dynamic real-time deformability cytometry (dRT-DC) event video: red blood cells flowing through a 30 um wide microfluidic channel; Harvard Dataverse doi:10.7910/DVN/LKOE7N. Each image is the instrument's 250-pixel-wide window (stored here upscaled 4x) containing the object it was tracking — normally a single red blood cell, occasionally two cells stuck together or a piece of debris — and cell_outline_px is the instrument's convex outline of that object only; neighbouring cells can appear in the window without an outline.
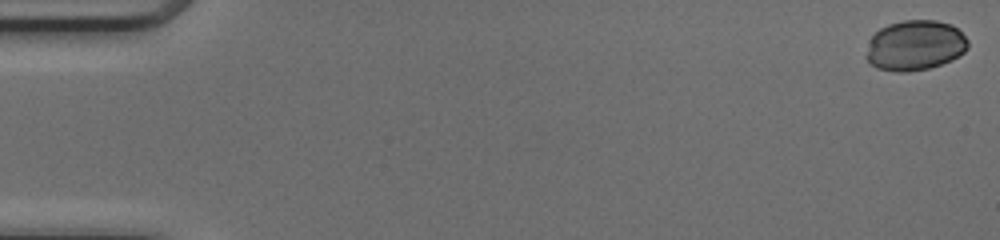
{"species": "common noctule bat (a hibernating species)", "species_latin": "Nyctalus noctula", "temperature_condition": "cold", "stored_images_in_passage": 50, "camera_frame_rate_fps": 3000, "um_per_image_px": 0.085, "animal": {"sex": "female", "body_mass_g": 17.0, "forearm_length_mm": 48.0}, "frame": {"image": 1, "passage_image": 1, "time_ms": 0.0, "image_size_px": [1000, 240], "cell_outline_px": [[968, 48], [964, 52], [952, 60], [928, 68], [908, 72], [896, 72], [876, 68], [868, 60], [868, 52], [872, 36], [880, 28], [888, 24], [904, 20], [936, 20], [952, 24], [968, 40]], "centroid_in_image_um": [77.81, 3.85], "position_along_channel_um": 7.2, "area_um2": 29.54}}
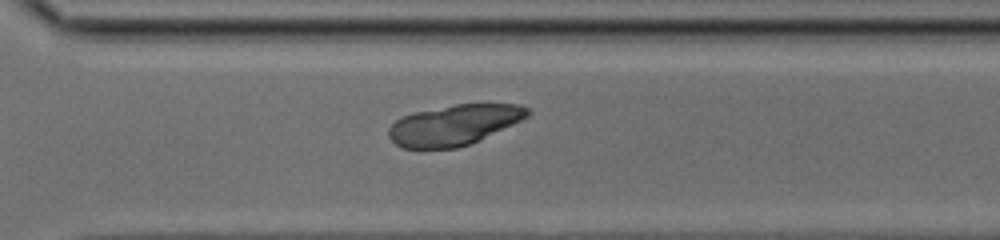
{"frame": {"image": 2, "passage_image": 36, "time_ms": 11.667, "image_size_px": [1000, 240], "cell_outline_px": [[532, 112], [528, 116], [480, 140], [456, 148], [400, 148], [388, 136], [388, 128], [396, 120], [404, 116], [416, 112], [456, 104], [520, 104], [528, 108]], "centroid_in_image_um": [38.59, 10.62], "position_along_channel_um": 332.0, "area_um2": 32.37}}
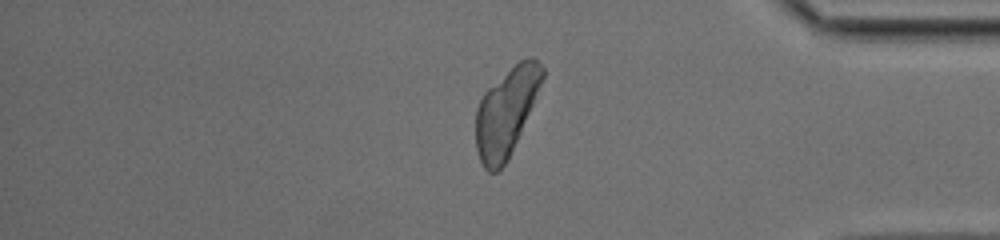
{"frame": {"image": 3, "passage_image": 42, "time_ms": 13.667, "image_size_px": [1000, 240], "cell_outline_px": [[544, 76], [508, 160], [496, 172], [488, 172], [484, 168], [480, 160], [476, 148], [476, 108], [484, 92], [488, 88], [520, 60], [528, 56], [532, 56], [544, 68]], "centroid_in_image_um": [43.0, 9.52], "position_along_channel_um": 392.2, "area_um2": 33.29}}